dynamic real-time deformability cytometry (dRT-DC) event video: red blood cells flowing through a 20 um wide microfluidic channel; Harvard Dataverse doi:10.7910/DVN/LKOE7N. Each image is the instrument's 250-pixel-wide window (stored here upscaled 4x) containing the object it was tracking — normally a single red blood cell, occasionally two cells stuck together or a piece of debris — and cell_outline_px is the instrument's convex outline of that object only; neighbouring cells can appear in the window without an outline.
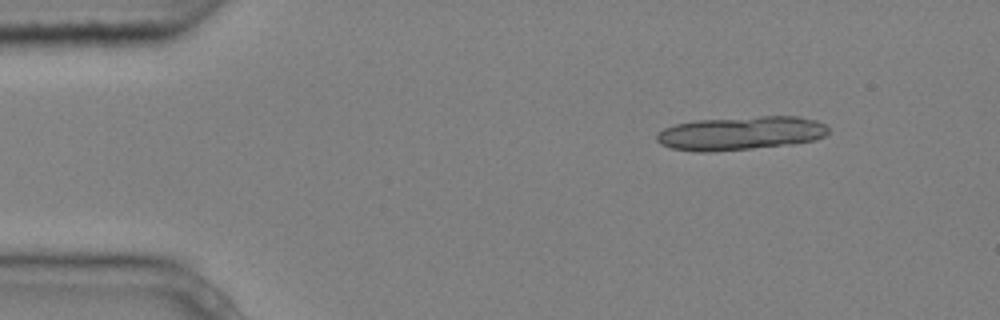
{"species": "common noctule bat (a hibernating species)", "species_latin": "Nyctalus noctula", "temperature_condition": "cold", "stored_images_in_passage": 6, "segment_of_instrument_passage": [1, 2], "camera_frame_rate_fps": 3000, "um_per_image_px": 0.085, "animal": {"sex": "male", "body_mass_g": 20.4}, "frame": {"image": 1, "passage_image": 2, "time_ms": 0.333, "image_size_px": [1000, 320], "cell_outline_px": [[828, 132], [824, 136], [812, 140], [792, 144], [712, 152], [696, 152], [672, 148], [660, 144], [656, 140], [656, 136], [664, 128], [676, 124], [696, 120], [760, 116], [796, 116], [816, 120], [824, 124], [828, 128]], "centroid_in_image_um": [62.94, 11.32], "position_along_channel_um": 22.1, "area_um2": 33.58}}